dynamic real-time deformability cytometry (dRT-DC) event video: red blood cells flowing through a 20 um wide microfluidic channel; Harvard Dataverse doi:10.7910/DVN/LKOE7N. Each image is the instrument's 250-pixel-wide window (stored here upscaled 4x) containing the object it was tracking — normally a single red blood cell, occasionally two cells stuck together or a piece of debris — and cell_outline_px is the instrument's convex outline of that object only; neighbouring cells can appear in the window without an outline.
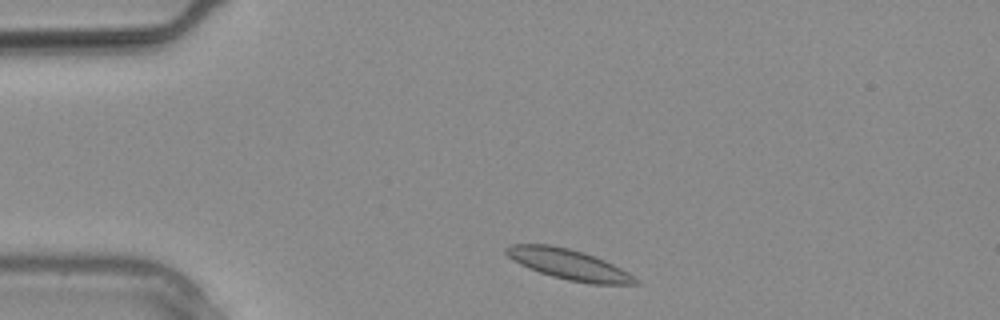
{"species": "common noctule bat (a hibernating species)", "species_latin": "Nyctalus noctula", "temperature_condition": "warm", "stored_images_in_passage": 8, "camera_frame_rate_fps": 3000, "um_per_image_px": 0.085, "animal": {"sex": "male", "body_mass_g": 20.4}, "frame": {"image": 1, "passage_image": 2, "time_ms": 0.333, "image_size_px": [1000, 320], "cell_outline_px": [[640, 284], [592, 284], [568, 280], [552, 276], [528, 268], [512, 260], [504, 252], [504, 248], [508, 244], [548, 244], [568, 248], [584, 252], [604, 260], [628, 272], [640, 280]], "centroid_in_image_um": [48.33, 22.47], "position_along_channel_um": 36.7, "area_um2": 22.89}}
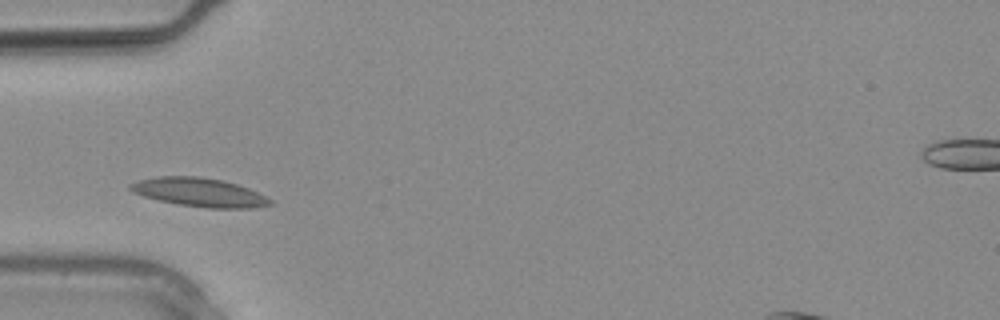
{"frame": {"image": 2, "passage_image": 5, "time_ms": 1.333, "image_size_px": [1000, 320], "cell_outline_px": [[272, 204], [252, 208], [208, 208], [176, 204], [144, 196], [132, 192], [128, 188], [128, 184], [140, 180], [156, 176], [200, 176], [224, 180], [248, 188], [272, 200]], "centroid_in_image_um": [16.91, 16.34], "position_along_channel_um": 68.1, "area_um2": 23.35}}